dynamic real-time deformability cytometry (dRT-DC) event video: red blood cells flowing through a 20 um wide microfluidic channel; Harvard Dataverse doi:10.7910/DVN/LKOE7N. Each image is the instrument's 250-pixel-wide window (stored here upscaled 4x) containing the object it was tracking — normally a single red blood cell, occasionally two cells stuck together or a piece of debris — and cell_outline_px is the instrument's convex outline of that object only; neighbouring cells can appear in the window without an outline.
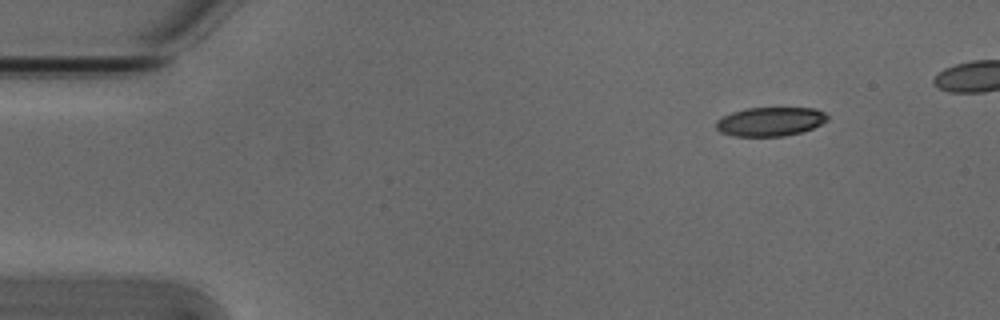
{"species": "Egyptian fruit bat (a non-hibernating species)", "species_latin": "Rousettus aegyptiacus", "temperature_condition": "cold", "stored_images_in_passage": 43, "camera_frame_rate_fps": 3000, "um_per_image_px": 0.085, "animal": {"sex": "male"}, "frame": {"image": 1, "passage_image": 1, "time_ms": 0.0, "image_size_px": [1000, 320], "cell_outline_px": [[828, 120], [812, 128], [800, 132], [784, 136], [732, 136], [720, 132], [716, 128], [716, 120], [732, 112], [744, 108], [816, 108], [824, 112], [828, 116]], "centroid_in_image_um": [65.45, 10.33], "position_along_channel_um": 19.5, "area_um2": 18.79}}
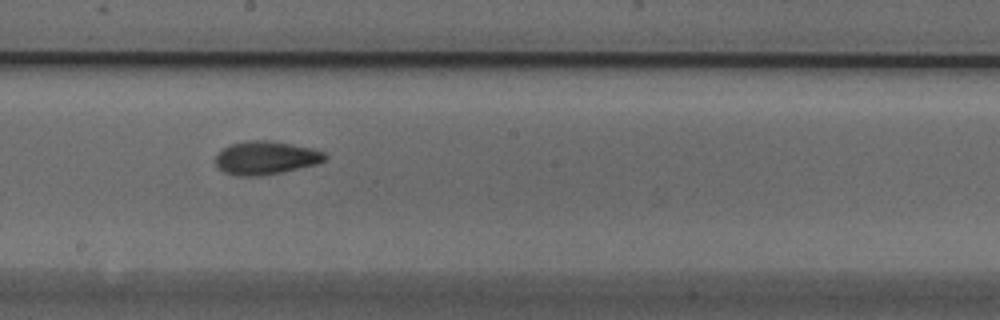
{"frame": {"image": 2, "passage_image": 24, "time_ms": 7.667, "image_size_px": [1000, 320], "cell_outline_px": [[328, 156], [324, 160], [316, 164], [280, 172], [260, 176], [236, 176], [224, 172], [216, 164], [216, 152], [220, 148], [228, 144], [244, 140], [272, 140], [312, 148], [324, 152]], "centroid_in_image_um": [22.54, 13.39], "position_along_channel_um": 225.7, "area_um2": 21.5}}
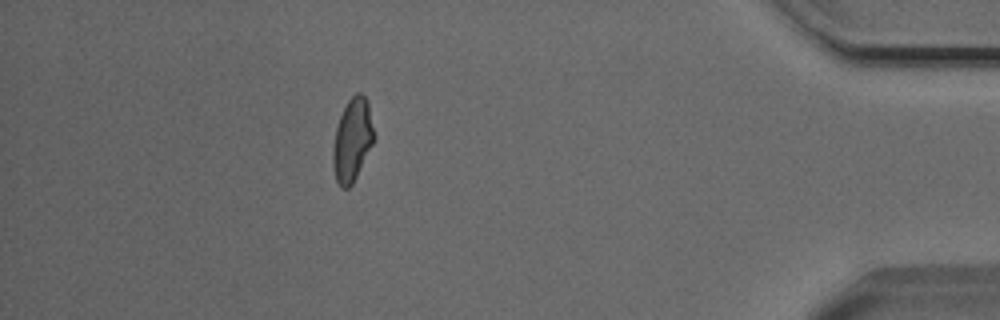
{"frame": {"image": 3, "passage_image": 42, "time_ms": 13.667, "image_size_px": [1000, 320], "cell_outline_px": [[376, 136], [352, 184], [348, 188], [340, 188], [336, 180], [332, 160], [332, 148], [336, 128], [340, 116], [348, 100], [356, 92], [360, 92], [368, 100]], "centroid_in_image_um": [29.95, 11.87], "position_along_channel_um": 405.2, "area_um2": 19.88}}